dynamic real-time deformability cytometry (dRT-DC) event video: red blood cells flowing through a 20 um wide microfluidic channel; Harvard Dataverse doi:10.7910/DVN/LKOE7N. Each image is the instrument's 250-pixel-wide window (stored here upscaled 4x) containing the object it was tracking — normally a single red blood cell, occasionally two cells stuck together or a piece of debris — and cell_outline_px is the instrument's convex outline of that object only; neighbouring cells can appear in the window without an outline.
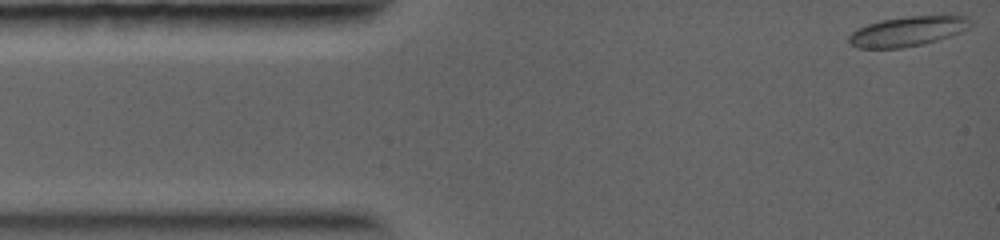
{"species": "common noctule bat (a hibernating species)", "species_latin": "Nyctalus noctula", "temperature_condition": "warm", "stored_images_in_passage": 5, "camera_frame_rate_fps": 5000, "um_per_image_px": 0.085, "animal": {"sex": "female", "body_mass_g": 19.0, "forearm_length_mm": 56.7}, "frame": {"image": 1, "passage_image": 1, "time_ms": 0.0, "image_size_px": [1000, 240], "cell_outline_px": [[972, 24], [968, 28], [960, 32], [924, 44], [904, 48], [856, 48], [848, 40], [848, 36], [856, 28], [880, 20], [908, 16], [944, 12], [968, 16], [972, 20]], "centroid_in_image_um": [77.24, 2.61], "position_along_channel_um": 7.8, "area_um2": 21.96}}